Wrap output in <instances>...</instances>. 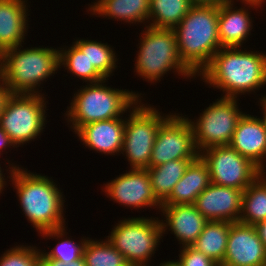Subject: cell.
Instances as JSON below:
<instances>
[{
  "label": "cell",
  "mask_w": 266,
  "mask_h": 266,
  "mask_svg": "<svg viewBox=\"0 0 266 266\" xmlns=\"http://www.w3.org/2000/svg\"><path fill=\"white\" fill-rule=\"evenodd\" d=\"M9 169L21 209L28 221L42 237L62 239L66 233L63 217L65 200L54 181L47 176L28 173L16 165Z\"/></svg>",
  "instance_id": "obj_1"
},
{
  "label": "cell",
  "mask_w": 266,
  "mask_h": 266,
  "mask_svg": "<svg viewBox=\"0 0 266 266\" xmlns=\"http://www.w3.org/2000/svg\"><path fill=\"white\" fill-rule=\"evenodd\" d=\"M204 82L222 89V97L237 98L266 84V54L238 47L220 48L200 72Z\"/></svg>",
  "instance_id": "obj_2"
},
{
  "label": "cell",
  "mask_w": 266,
  "mask_h": 266,
  "mask_svg": "<svg viewBox=\"0 0 266 266\" xmlns=\"http://www.w3.org/2000/svg\"><path fill=\"white\" fill-rule=\"evenodd\" d=\"M173 30L180 59L195 75H199L222 48L218 37L217 6L192 5Z\"/></svg>",
  "instance_id": "obj_3"
},
{
  "label": "cell",
  "mask_w": 266,
  "mask_h": 266,
  "mask_svg": "<svg viewBox=\"0 0 266 266\" xmlns=\"http://www.w3.org/2000/svg\"><path fill=\"white\" fill-rule=\"evenodd\" d=\"M19 48L8 49L0 55V78L9 93L41 94L37 86L54 74L58 67L61 68L59 49Z\"/></svg>",
  "instance_id": "obj_4"
},
{
  "label": "cell",
  "mask_w": 266,
  "mask_h": 266,
  "mask_svg": "<svg viewBox=\"0 0 266 266\" xmlns=\"http://www.w3.org/2000/svg\"><path fill=\"white\" fill-rule=\"evenodd\" d=\"M104 82L88 83L74 94L66 115L75 133L85 124L122 117L121 113L123 115L127 109L141 103L138 93L115 90L106 87Z\"/></svg>",
  "instance_id": "obj_5"
},
{
  "label": "cell",
  "mask_w": 266,
  "mask_h": 266,
  "mask_svg": "<svg viewBox=\"0 0 266 266\" xmlns=\"http://www.w3.org/2000/svg\"><path fill=\"white\" fill-rule=\"evenodd\" d=\"M144 30L134 64L139 76L157 82L171 69L187 78L196 76L180 59L173 29L146 26Z\"/></svg>",
  "instance_id": "obj_6"
},
{
  "label": "cell",
  "mask_w": 266,
  "mask_h": 266,
  "mask_svg": "<svg viewBox=\"0 0 266 266\" xmlns=\"http://www.w3.org/2000/svg\"><path fill=\"white\" fill-rule=\"evenodd\" d=\"M44 99L41 94L9 93L0 114V127L15 147L29 143L43 131L46 124Z\"/></svg>",
  "instance_id": "obj_7"
},
{
  "label": "cell",
  "mask_w": 266,
  "mask_h": 266,
  "mask_svg": "<svg viewBox=\"0 0 266 266\" xmlns=\"http://www.w3.org/2000/svg\"><path fill=\"white\" fill-rule=\"evenodd\" d=\"M157 219V220H156ZM145 217L121 220L107 236V240L118 250L129 265H147L163 236L161 221Z\"/></svg>",
  "instance_id": "obj_8"
},
{
  "label": "cell",
  "mask_w": 266,
  "mask_h": 266,
  "mask_svg": "<svg viewBox=\"0 0 266 266\" xmlns=\"http://www.w3.org/2000/svg\"><path fill=\"white\" fill-rule=\"evenodd\" d=\"M138 103L126 120L121 152H125L131 168L147 169L160 125L170 116H161L151 106ZM166 117V118H165Z\"/></svg>",
  "instance_id": "obj_9"
},
{
  "label": "cell",
  "mask_w": 266,
  "mask_h": 266,
  "mask_svg": "<svg viewBox=\"0 0 266 266\" xmlns=\"http://www.w3.org/2000/svg\"><path fill=\"white\" fill-rule=\"evenodd\" d=\"M217 100L201 113L197 122L188 119L198 153L210 147L229 145L238 120L244 114L238 109L236 98Z\"/></svg>",
  "instance_id": "obj_10"
},
{
  "label": "cell",
  "mask_w": 266,
  "mask_h": 266,
  "mask_svg": "<svg viewBox=\"0 0 266 266\" xmlns=\"http://www.w3.org/2000/svg\"><path fill=\"white\" fill-rule=\"evenodd\" d=\"M199 156L207 164L212 184L244 191L262 173L230 145L207 148Z\"/></svg>",
  "instance_id": "obj_11"
},
{
  "label": "cell",
  "mask_w": 266,
  "mask_h": 266,
  "mask_svg": "<svg viewBox=\"0 0 266 266\" xmlns=\"http://www.w3.org/2000/svg\"><path fill=\"white\" fill-rule=\"evenodd\" d=\"M198 156L190 121L182 114H173L158 129L149 167L177 159H196Z\"/></svg>",
  "instance_id": "obj_12"
},
{
  "label": "cell",
  "mask_w": 266,
  "mask_h": 266,
  "mask_svg": "<svg viewBox=\"0 0 266 266\" xmlns=\"http://www.w3.org/2000/svg\"><path fill=\"white\" fill-rule=\"evenodd\" d=\"M105 192L112 200L133 208L153 207L161 209L151 189L147 169L132 168L127 173L105 184Z\"/></svg>",
  "instance_id": "obj_13"
},
{
  "label": "cell",
  "mask_w": 266,
  "mask_h": 266,
  "mask_svg": "<svg viewBox=\"0 0 266 266\" xmlns=\"http://www.w3.org/2000/svg\"><path fill=\"white\" fill-rule=\"evenodd\" d=\"M265 260L266 248L254 225L232 222L221 266H259Z\"/></svg>",
  "instance_id": "obj_14"
},
{
  "label": "cell",
  "mask_w": 266,
  "mask_h": 266,
  "mask_svg": "<svg viewBox=\"0 0 266 266\" xmlns=\"http://www.w3.org/2000/svg\"><path fill=\"white\" fill-rule=\"evenodd\" d=\"M243 191L210 184L193 205L208 221L239 222Z\"/></svg>",
  "instance_id": "obj_15"
},
{
  "label": "cell",
  "mask_w": 266,
  "mask_h": 266,
  "mask_svg": "<svg viewBox=\"0 0 266 266\" xmlns=\"http://www.w3.org/2000/svg\"><path fill=\"white\" fill-rule=\"evenodd\" d=\"M229 145L264 173L266 129L260 118L244 113L238 120Z\"/></svg>",
  "instance_id": "obj_16"
},
{
  "label": "cell",
  "mask_w": 266,
  "mask_h": 266,
  "mask_svg": "<svg viewBox=\"0 0 266 266\" xmlns=\"http://www.w3.org/2000/svg\"><path fill=\"white\" fill-rule=\"evenodd\" d=\"M166 223L161 220L163 234L166 227L174 233L182 247L192 246L208 221L193 204L161 205Z\"/></svg>",
  "instance_id": "obj_17"
},
{
  "label": "cell",
  "mask_w": 266,
  "mask_h": 266,
  "mask_svg": "<svg viewBox=\"0 0 266 266\" xmlns=\"http://www.w3.org/2000/svg\"><path fill=\"white\" fill-rule=\"evenodd\" d=\"M124 129L125 120L119 117L85 124L76 134L90 149L115 155L122 150Z\"/></svg>",
  "instance_id": "obj_18"
},
{
  "label": "cell",
  "mask_w": 266,
  "mask_h": 266,
  "mask_svg": "<svg viewBox=\"0 0 266 266\" xmlns=\"http://www.w3.org/2000/svg\"><path fill=\"white\" fill-rule=\"evenodd\" d=\"M25 1L0 0V55L8 49L23 47L28 27Z\"/></svg>",
  "instance_id": "obj_19"
},
{
  "label": "cell",
  "mask_w": 266,
  "mask_h": 266,
  "mask_svg": "<svg viewBox=\"0 0 266 266\" xmlns=\"http://www.w3.org/2000/svg\"><path fill=\"white\" fill-rule=\"evenodd\" d=\"M233 1L218 7V37L222 48L238 47L250 35L252 17L248 9L233 8Z\"/></svg>",
  "instance_id": "obj_20"
},
{
  "label": "cell",
  "mask_w": 266,
  "mask_h": 266,
  "mask_svg": "<svg viewBox=\"0 0 266 266\" xmlns=\"http://www.w3.org/2000/svg\"><path fill=\"white\" fill-rule=\"evenodd\" d=\"M211 184L207 164L198 156L185 169L183 177L174 186L170 196L161 205L193 204Z\"/></svg>",
  "instance_id": "obj_21"
},
{
  "label": "cell",
  "mask_w": 266,
  "mask_h": 266,
  "mask_svg": "<svg viewBox=\"0 0 266 266\" xmlns=\"http://www.w3.org/2000/svg\"><path fill=\"white\" fill-rule=\"evenodd\" d=\"M90 9L94 15L136 24L149 19L150 0H99Z\"/></svg>",
  "instance_id": "obj_22"
},
{
  "label": "cell",
  "mask_w": 266,
  "mask_h": 266,
  "mask_svg": "<svg viewBox=\"0 0 266 266\" xmlns=\"http://www.w3.org/2000/svg\"><path fill=\"white\" fill-rule=\"evenodd\" d=\"M194 160L195 159H177L147 168L152 192L160 204L170 196L174 186L183 177L185 169L190 162Z\"/></svg>",
  "instance_id": "obj_23"
},
{
  "label": "cell",
  "mask_w": 266,
  "mask_h": 266,
  "mask_svg": "<svg viewBox=\"0 0 266 266\" xmlns=\"http://www.w3.org/2000/svg\"><path fill=\"white\" fill-rule=\"evenodd\" d=\"M231 223L230 221H207L192 247L221 266L226 254Z\"/></svg>",
  "instance_id": "obj_24"
},
{
  "label": "cell",
  "mask_w": 266,
  "mask_h": 266,
  "mask_svg": "<svg viewBox=\"0 0 266 266\" xmlns=\"http://www.w3.org/2000/svg\"><path fill=\"white\" fill-rule=\"evenodd\" d=\"M59 65L85 82L97 83L105 79L87 58V40H76L68 50H59Z\"/></svg>",
  "instance_id": "obj_25"
},
{
  "label": "cell",
  "mask_w": 266,
  "mask_h": 266,
  "mask_svg": "<svg viewBox=\"0 0 266 266\" xmlns=\"http://www.w3.org/2000/svg\"><path fill=\"white\" fill-rule=\"evenodd\" d=\"M266 172H262L244 191L242 195L239 222L247 225L266 220ZM264 177V178H263Z\"/></svg>",
  "instance_id": "obj_26"
},
{
  "label": "cell",
  "mask_w": 266,
  "mask_h": 266,
  "mask_svg": "<svg viewBox=\"0 0 266 266\" xmlns=\"http://www.w3.org/2000/svg\"><path fill=\"white\" fill-rule=\"evenodd\" d=\"M190 0H150L148 25L154 28L174 29L188 14Z\"/></svg>",
  "instance_id": "obj_27"
},
{
  "label": "cell",
  "mask_w": 266,
  "mask_h": 266,
  "mask_svg": "<svg viewBox=\"0 0 266 266\" xmlns=\"http://www.w3.org/2000/svg\"><path fill=\"white\" fill-rule=\"evenodd\" d=\"M86 266H129L126 258L106 239L86 241L83 249Z\"/></svg>",
  "instance_id": "obj_28"
},
{
  "label": "cell",
  "mask_w": 266,
  "mask_h": 266,
  "mask_svg": "<svg viewBox=\"0 0 266 266\" xmlns=\"http://www.w3.org/2000/svg\"><path fill=\"white\" fill-rule=\"evenodd\" d=\"M87 58L105 79L115 70L118 60L111 46L94 40H87Z\"/></svg>",
  "instance_id": "obj_29"
},
{
  "label": "cell",
  "mask_w": 266,
  "mask_h": 266,
  "mask_svg": "<svg viewBox=\"0 0 266 266\" xmlns=\"http://www.w3.org/2000/svg\"><path fill=\"white\" fill-rule=\"evenodd\" d=\"M41 251L32 246H16L0 258V266H39Z\"/></svg>",
  "instance_id": "obj_30"
},
{
  "label": "cell",
  "mask_w": 266,
  "mask_h": 266,
  "mask_svg": "<svg viewBox=\"0 0 266 266\" xmlns=\"http://www.w3.org/2000/svg\"><path fill=\"white\" fill-rule=\"evenodd\" d=\"M86 241L87 239H82L81 243L79 242L78 244H75L74 241L67 239L66 237V240L58 242L56 247L50 252H43V254L48 259H54L63 264H69L70 262L77 261L83 257V249Z\"/></svg>",
  "instance_id": "obj_31"
},
{
  "label": "cell",
  "mask_w": 266,
  "mask_h": 266,
  "mask_svg": "<svg viewBox=\"0 0 266 266\" xmlns=\"http://www.w3.org/2000/svg\"><path fill=\"white\" fill-rule=\"evenodd\" d=\"M178 263L181 266H220L213 259L205 256L192 246L182 248Z\"/></svg>",
  "instance_id": "obj_32"
},
{
  "label": "cell",
  "mask_w": 266,
  "mask_h": 266,
  "mask_svg": "<svg viewBox=\"0 0 266 266\" xmlns=\"http://www.w3.org/2000/svg\"><path fill=\"white\" fill-rule=\"evenodd\" d=\"M39 266H86V264L83 257L77 261L70 262L69 264H63L54 259H48L43 252H41Z\"/></svg>",
  "instance_id": "obj_33"
},
{
  "label": "cell",
  "mask_w": 266,
  "mask_h": 266,
  "mask_svg": "<svg viewBox=\"0 0 266 266\" xmlns=\"http://www.w3.org/2000/svg\"><path fill=\"white\" fill-rule=\"evenodd\" d=\"M233 0H190L192 5H212V6H221Z\"/></svg>",
  "instance_id": "obj_34"
},
{
  "label": "cell",
  "mask_w": 266,
  "mask_h": 266,
  "mask_svg": "<svg viewBox=\"0 0 266 266\" xmlns=\"http://www.w3.org/2000/svg\"><path fill=\"white\" fill-rule=\"evenodd\" d=\"M10 146L14 147L15 144L11 141L10 137L6 134V132L0 127V152L2 149L5 150L7 147Z\"/></svg>",
  "instance_id": "obj_35"
},
{
  "label": "cell",
  "mask_w": 266,
  "mask_h": 266,
  "mask_svg": "<svg viewBox=\"0 0 266 266\" xmlns=\"http://www.w3.org/2000/svg\"><path fill=\"white\" fill-rule=\"evenodd\" d=\"M259 238L266 248V220L260 221L254 225Z\"/></svg>",
  "instance_id": "obj_36"
},
{
  "label": "cell",
  "mask_w": 266,
  "mask_h": 266,
  "mask_svg": "<svg viewBox=\"0 0 266 266\" xmlns=\"http://www.w3.org/2000/svg\"><path fill=\"white\" fill-rule=\"evenodd\" d=\"M8 95L9 91L7 90L6 86L4 85V82L0 78V114L2 112L3 105Z\"/></svg>",
  "instance_id": "obj_37"
},
{
  "label": "cell",
  "mask_w": 266,
  "mask_h": 266,
  "mask_svg": "<svg viewBox=\"0 0 266 266\" xmlns=\"http://www.w3.org/2000/svg\"><path fill=\"white\" fill-rule=\"evenodd\" d=\"M242 1V3H244L245 4V6L246 5H249L248 7H253V8H255V7H260L261 5H262V3L264 2L265 3V0H241Z\"/></svg>",
  "instance_id": "obj_38"
},
{
  "label": "cell",
  "mask_w": 266,
  "mask_h": 266,
  "mask_svg": "<svg viewBox=\"0 0 266 266\" xmlns=\"http://www.w3.org/2000/svg\"><path fill=\"white\" fill-rule=\"evenodd\" d=\"M263 98V99H262ZM262 98H260L261 100V106L263 107L262 109L264 110V112H263V119L261 118V120H262V122H263V124H264V127H265V129H266V96H264V97H262Z\"/></svg>",
  "instance_id": "obj_39"
},
{
  "label": "cell",
  "mask_w": 266,
  "mask_h": 266,
  "mask_svg": "<svg viewBox=\"0 0 266 266\" xmlns=\"http://www.w3.org/2000/svg\"><path fill=\"white\" fill-rule=\"evenodd\" d=\"M4 177L5 176L3 175L2 169L0 167V193L2 192L4 186L6 185V181H5Z\"/></svg>",
  "instance_id": "obj_40"
},
{
  "label": "cell",
  "mask_w": 266,
  "mask_h": 266,
  "mask_svg": "<svg viewBox=\"0 0 266 266\" xmlns=\"http://www.w3.org/2000/svg\"><path fill=\"white\" fill-rule=\"evenodd\" d=\"M159 266H181L178 261H168V262H163Z\"/></svg>",
  "instance_id": "obj_41"
},
{
  "label": "cell",
  "mask_w": 266,
  "mask_h": 266,
  "mask_svg": "<svg viewBox=\"0 0 266 266\" xmlns=\"http://www.w3.org/2000/svg\"><path fill=\"white\" fill-rule=\"evenodd\" d=\"M259 266H266V260L262 262Z\"/></svg>",
  "instance_id": "obj_42"
},
{
  "label": "cell",
  "mask_w": 266,
  "mask_h": 266,
  "mask_svg": "<svg viewBox=\"0 0 266 266\" xmlns=\"http://www.w3.org/2000/svg\"><path fill=\"white\" fill-rule=\"evenodd\" d=\"M129 266H149V265H129Z\"/></svg>",
  "instance_id": "obj_43"
}]
</instances>
